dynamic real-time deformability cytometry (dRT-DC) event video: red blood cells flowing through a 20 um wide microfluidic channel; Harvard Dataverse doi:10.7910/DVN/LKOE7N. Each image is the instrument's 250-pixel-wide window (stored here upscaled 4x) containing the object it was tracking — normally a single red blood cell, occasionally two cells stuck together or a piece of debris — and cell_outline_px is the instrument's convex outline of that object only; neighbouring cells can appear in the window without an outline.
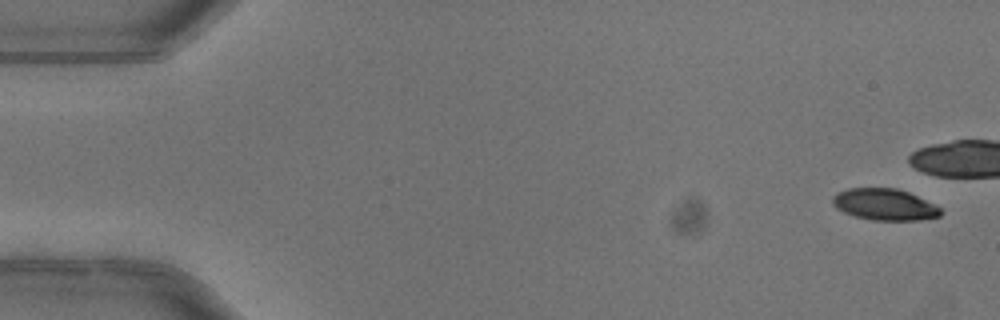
{"species": "common noctule bat (a hibernating species)", "species_latin": "Nyctalus noctula", "temperature_condition": "warm", "stored_images_in_passage": 6, "camera_frame_rate_fps": 3000, "um_per_image_px": 0.085, "animal": {"sex": "female"}, "frame": {"image": 1, "passage_image": 1, "time_ms": 0.0, "image_size_px": [1000, 320], "cell_outline_px": [[944, 212], [940, 216], [920, 220], [872, 220], [856, 216], [844, 212], [836, 208], [832, 204], [832, 196], [836, 192], [848, 188], [896, 188], [908, 192], [940, 208]], "centroid_in_image_um": [75.15, 17.38], "position_along_channel_um": 9.8, "area_um2": 19.77}}